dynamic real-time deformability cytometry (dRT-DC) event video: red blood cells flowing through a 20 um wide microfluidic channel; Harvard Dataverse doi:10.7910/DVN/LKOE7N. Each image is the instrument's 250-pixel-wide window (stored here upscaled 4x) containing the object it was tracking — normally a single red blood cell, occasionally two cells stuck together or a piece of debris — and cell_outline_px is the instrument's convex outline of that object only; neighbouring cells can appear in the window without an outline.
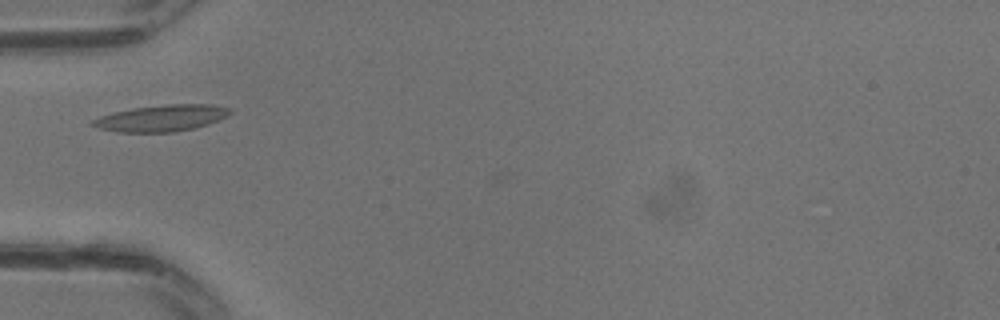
{"species": "common noctule bat (a hibernating species)", "species_latin": "Nyctalus noctula", "temperature_condition": "warm", "stored_images_in_passage": 21, "camera_frame_rate_fps": 3000, "um_per_image_px": 0.085, "animal": {"sex": "male", "body_mass_g": 13.3}, "frame": {"image": 1, "passage_image": 1, "time_ms": 0.0, "image_size_px": [1000, 320], "cell_outline_px": [[232, 112], [228, 116], [220, 120], [196, 128], [176, 132], [116, 132], [96, 128], [88, 124], [92, 120], [100, 116], [132, 108], [168, 104], [212, 104], [232, 108]], "centroid_in_image_um": [13.75, 10.04], "position_along_channel_um": 71.2, "area_um2": 21.5}}
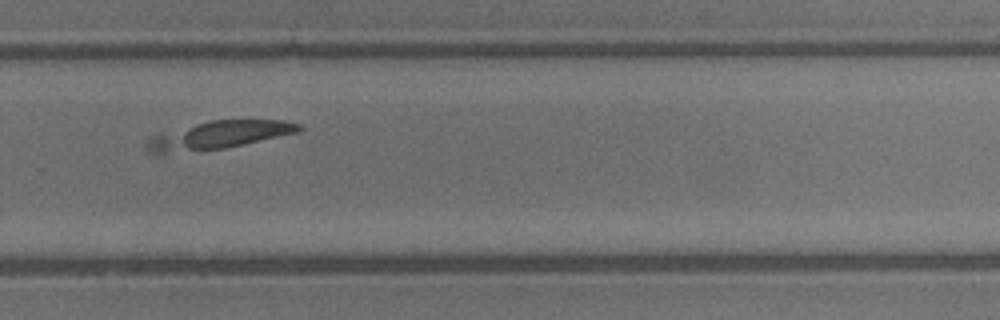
{"frame": {"image": 2, "passage_image": 12, "time_ms": 3.667, "image_size_px": [1000, 320], "cell_outline_px": [[304, 128], [300, 132], [224, 148], [160, 156], [148, 152], [144, 144], [148, 136], [156, 132], [212, 120], [284, 120], [300, 124]], "centroid_in_image_um": [18.43, 11.51], "position_along_channel_um": 311.4, "area_um2": 25.61}}
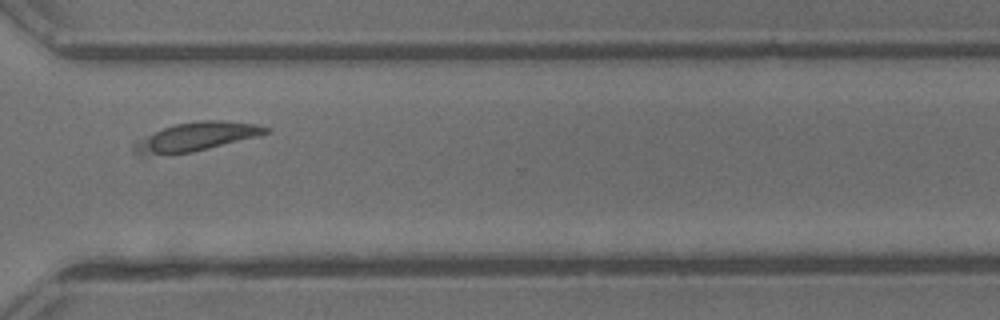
{"frame": {"image": 3, "passage_image": 14, "time_ms": 4.333, "image_size_px": [1000, 320], "cell_outline_px": [[268, 132], [256, 136], [192, 152], [140, 156], [132, 148], [136, 140], [164, 128], [176, 124], [200, 120], [224, 120], [260, 124], [268, 128]], "centroid_in_image_um": [16.65, 11.61], "position_along_channel_um": 354.0, "area_um2": 21.68}}